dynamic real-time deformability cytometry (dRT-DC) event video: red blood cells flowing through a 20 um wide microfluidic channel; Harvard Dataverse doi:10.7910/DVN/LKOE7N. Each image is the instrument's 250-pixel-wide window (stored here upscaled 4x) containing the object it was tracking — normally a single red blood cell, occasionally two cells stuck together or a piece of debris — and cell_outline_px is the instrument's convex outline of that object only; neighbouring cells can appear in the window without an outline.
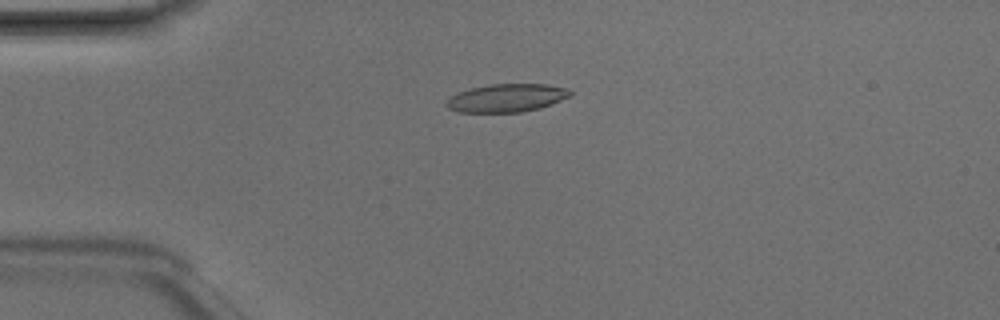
{"species": "Egyptian fruit bat (a non-hibernating species)", "species_latin": "Rousettus aegyptiacus", "temperature_condition": "room temperature", "stored_images_in_passage": 5, "camera_frame_rate_fps": 3000, "um_per_image_px": 0.085, "animal": {"sex": "male"}, "frame": {"image": 1, "passage_image": 4, "time_ms": 1.0, "image_size_px": [1000, 320], "cell_outline_px": [[572, 96], [552, 104], [540, 108], [520, 112], [460, 112], [448, 108], [444, 104], [456, 92], [488, 84], [548, 84], [568, 88], [572, 92]], "centroid_in_image_um": [43.1, 8.32], "position_along_channel_um": 41.9, "area_um2": 20.4}}